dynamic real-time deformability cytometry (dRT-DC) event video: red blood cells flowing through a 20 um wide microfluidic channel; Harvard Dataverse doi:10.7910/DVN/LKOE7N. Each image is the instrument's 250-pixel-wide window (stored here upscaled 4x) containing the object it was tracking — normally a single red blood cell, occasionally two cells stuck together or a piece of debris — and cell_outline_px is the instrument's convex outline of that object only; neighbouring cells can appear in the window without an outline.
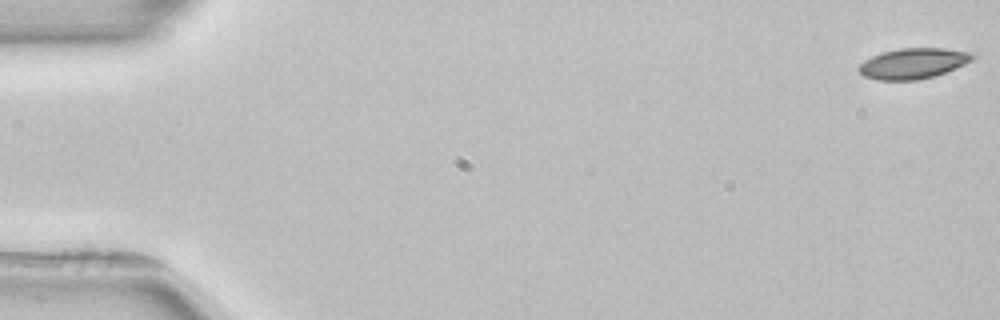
{"species": "common noctule bat (a hibernating species)", "species_latin": "Nyctalus noctula", "temperature_condition": "room temperature", "stored_images_in_passage": 3, "camera_frame_rate_fps": 3000, "um_per_image_px": 0.085, "animal": {"sex": "female", "body_mass_g": 22.7, "forearm_length_mm": 54.2}, "frame": {"image": 1, "passage_image": 3, "time_ms": 3.0, "image_size_px": [1000, 320], "cell_outline_px": [[976, 56], [972, 60], [964, 64], [936, 76], [916, 80], [876, 80], [864, 76], [856, 68], [864, 60], [880, 52], [900, 48], [940, 48], [972, 52]], "centroid_in_image_um": [77.59, 5.39], "position_along_channel_um": 7.4, "area_um2": 20.35}}